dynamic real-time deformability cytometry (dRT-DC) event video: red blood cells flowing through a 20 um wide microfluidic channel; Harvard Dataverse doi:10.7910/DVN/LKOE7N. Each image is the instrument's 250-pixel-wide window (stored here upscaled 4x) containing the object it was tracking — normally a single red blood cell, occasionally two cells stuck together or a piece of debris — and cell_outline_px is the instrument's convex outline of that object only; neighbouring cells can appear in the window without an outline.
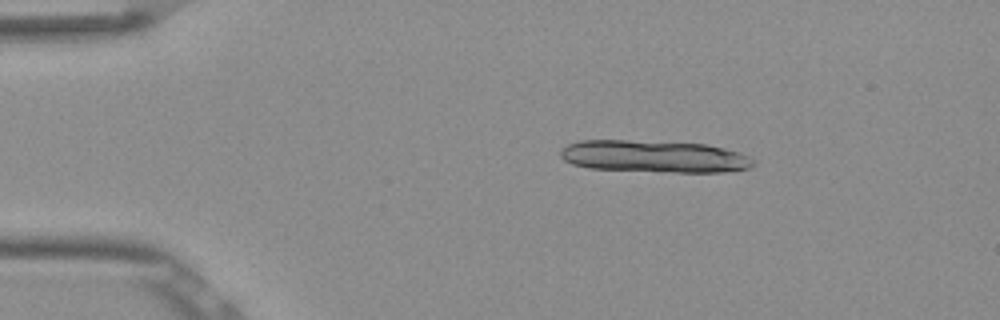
{"species": "Egyptian fruit bat (a non-hibernating species)", "species_latin": "Rousettus aegyptiacus", "temperature_condition": "room temperature", "stored_images_in_passage": 15, "camera_frame_rate_fps": 3000, "um_per_image_px": 0.085, "frame": {"image": 1, "passage_image": 9, "time_ms": 2.667, "image_size_px": [1000, 320], "cell_outline_px": [[756, 164], [748, 168], [736, 172], [676, 172], [588, 168], [572, 164], [564, 160], [560, 156], [560, 148], [568, 144], [580, 140], [628, 140], [704, 144], [724, 148], [740, 152], [756, 160]], "centroid_in_image_um": [55.63, 13.3], "position_along_channel_um": 29.4, "area_um2": 36.36}}